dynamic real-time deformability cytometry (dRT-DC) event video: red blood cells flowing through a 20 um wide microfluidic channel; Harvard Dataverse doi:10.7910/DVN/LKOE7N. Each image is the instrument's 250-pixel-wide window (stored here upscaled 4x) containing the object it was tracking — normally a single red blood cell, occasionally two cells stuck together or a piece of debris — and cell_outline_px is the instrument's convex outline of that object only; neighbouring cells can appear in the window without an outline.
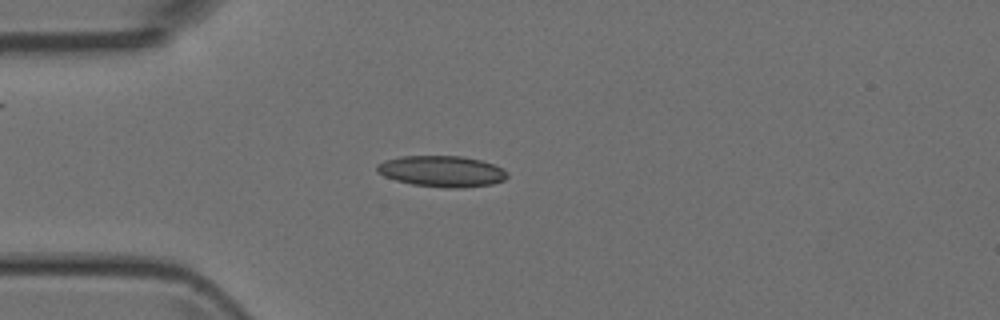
{"species": "Egyptian fruit bat (a non-hibernating species)", "species_latin": "Rousettus aegyptiacus", "temperature_condition": "room temperature", "stored_images_in_passage": 4, "camera_frame_rate_fps": 3000, "um_per_image_px": 0.085, "animal": {"sex": "female"}, "frame": {"image": 1, "passage_image": 4, "time_ms": 3.333, "image_size_px": [1000, 320], "cell_outline_px": [[508, 176], [504, 180], [492, 184], [464, 188], [448, 188], [412, 184], [396, 180], [384, 176], [376, 172], [376, 164], [384, 160], [400, 156], [460, 156], [480, 160], [492, 164], [508, 172]], "centroid_in_image_um": [37.52, 14.56], "position_along_channel_um": 47.5, "area_um2": 23.64}}